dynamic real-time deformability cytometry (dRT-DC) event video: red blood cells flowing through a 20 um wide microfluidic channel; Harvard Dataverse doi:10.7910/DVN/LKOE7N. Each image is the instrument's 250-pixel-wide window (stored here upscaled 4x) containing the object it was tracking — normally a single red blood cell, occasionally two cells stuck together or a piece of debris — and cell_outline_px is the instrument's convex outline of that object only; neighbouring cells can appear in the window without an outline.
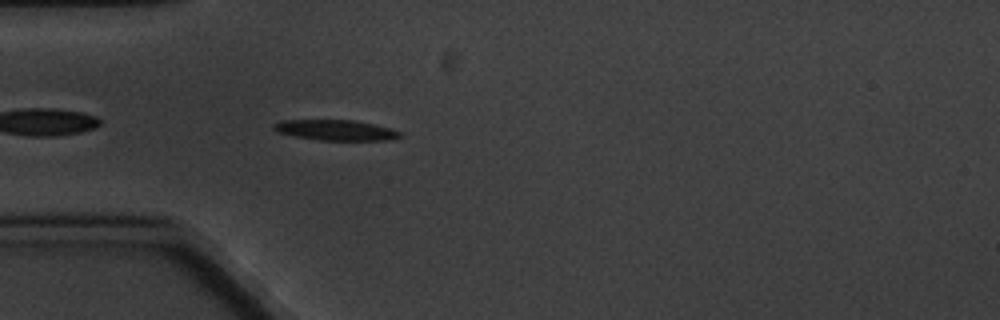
{"species": "common noctule bat (a hibernating species)", "species_latin": "Nyctalus noctula", "temperature_condition": "cold", "stored_images_in_passage": 6, "segment_of_instrument_passage": [2, 2], "camera_frame_rate_fps": 3000, "um_per_image_px": 0.085, "animal": {"sex": "male", "body_mass_g": 20.1, "forearm_length_mm": 53.5}, "frame": {"image": 1, "passage_image": 6, "time_ms": 5.667, "image_size_px": [1000, 320], "cell_outline_px": [[404, 136], [388, 140], [320, 140], [296, 136], [280, 132], [272, 128], [272, 124], [280, 120], [352, 120], [392, 128], [400, 132]], "centroid_in_image_um": [28.56, 11.06], "position_along_channel_um": 56.4, "area_um2": 14.97}}